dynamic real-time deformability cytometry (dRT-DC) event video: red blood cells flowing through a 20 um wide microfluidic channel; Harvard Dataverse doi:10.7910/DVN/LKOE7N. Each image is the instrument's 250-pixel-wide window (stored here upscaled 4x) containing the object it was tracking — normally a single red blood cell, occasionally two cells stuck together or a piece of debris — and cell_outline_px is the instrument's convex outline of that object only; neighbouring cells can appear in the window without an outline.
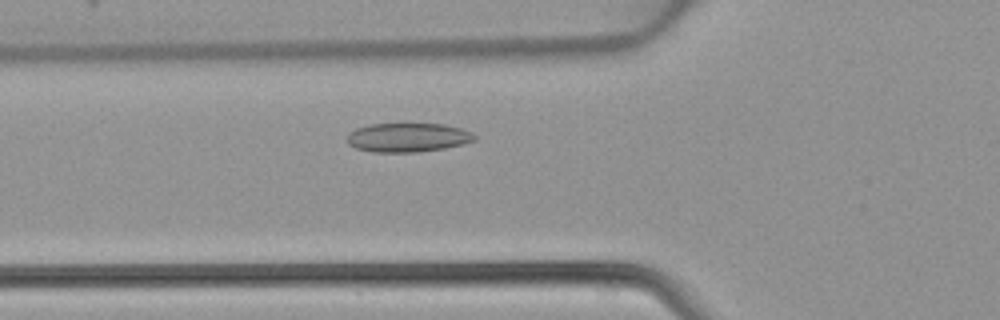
{"species": "common noctule bat (a hibernating species)", "species_latin": "Nyctalus noctula", "temperature_condition": "warm", "stored_images_in_passage": 35, "camera_frame_rate_fps": 3000, "um_per_image_px": 0.085, "animal": {"sex": "female", "body_mass_g": 22.7, "forearm_length_mm": 54.2}, "frame": {"image": 1, "passage_image": 7, "time_ms": 2.0, "image_size_px": [1000, 320], "cell_outline_px": [[476, 140], [464, 144], [444, 148], [420, 152], [372, 152], [356, 148], [348, 144], [348, 132], [356, 128], [372, 124], [444, 124], [460, 128], [472, 132], [476, 136]], "centroid_in_image_um": [34.68, 11.69], "position_along_channel_um": 91.1, "area_um2": 21.62}}
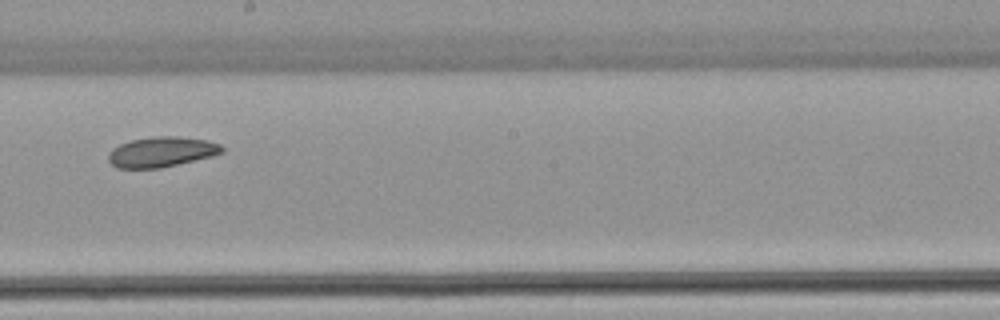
{"frame": {"image": 2, "passage_image": 17, "time_ms": 5.333, "image_size_px": [1000, 320], "cell_outline_px": [[224, 152], [212, 156], [160, 168], [116, 168], [108, 160], [108, 152], [112, 148], [120, 144], [132, 140], [156, 136], [180, 136], [208, 140], [220, 144], [224, 148]], "centroid_in_image_um": [13.74, 12.91], "position_along_channel_um": 234.5, "area_um2": 20.06}}
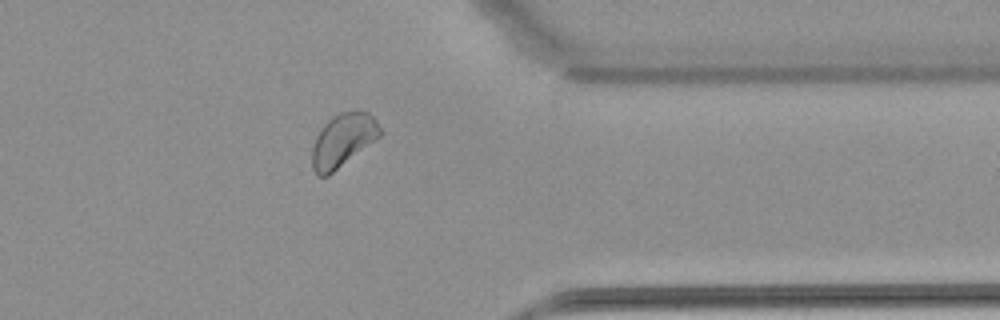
{"frame": {"image": 3, "passage_image": 28, "time_ms": 9.0, "image_size_px": [1000, 320], "cell_outline_px": [[384, 132], [380, 136], [328, 176], [316, 176], [312, 168], [312, 148], [316, 136], [320, 128], [332, 116], [340, 112], [356, 108], [360, 108], [368, 112], [376, 120]], "centroid_in_image_um": [29.15, 11.87], "position_along_channel_um": 382.2, "area_um2": 21.44}}